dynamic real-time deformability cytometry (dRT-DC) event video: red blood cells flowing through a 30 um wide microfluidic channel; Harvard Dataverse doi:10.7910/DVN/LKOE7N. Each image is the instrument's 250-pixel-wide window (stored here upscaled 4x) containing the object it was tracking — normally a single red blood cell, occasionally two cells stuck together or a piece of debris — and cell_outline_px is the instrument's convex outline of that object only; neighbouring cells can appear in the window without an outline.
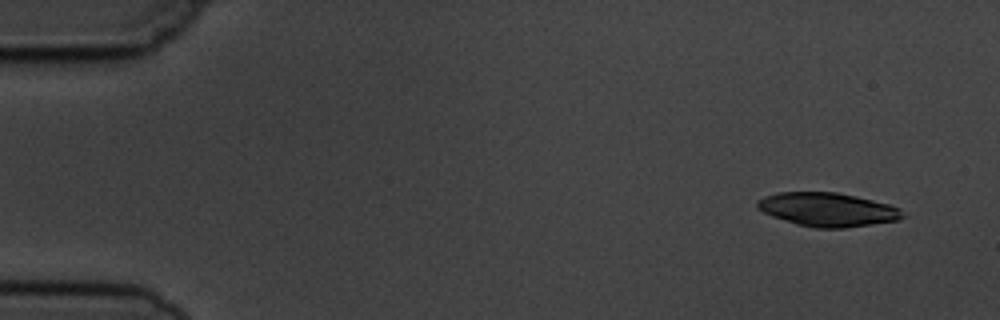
{"species": "common noctule bat (a hibernating species)", "species_latin": "Nyctalus noctula", "temperature_condition": "cold", "stored_images_in_passage": 6, "camera_frame_rate_fps": 3000, "um_per_image_px": 0.085, "animal": {"sex": "male", "body_mass_g": 19.5, "forearm_length_mm": 54.6}, "frame": {"image": 1, "passage_image": 1, "time_ms": 0.0, "image_size_px": [1000, 320], "cell_outline_px": [[908, 216], [900, 220], [844, 228], [812, 228], [796, 224], [772, 216], [756, 208], [756, 200], [764, 196], [780, 192], [836, 192], [856, 196], [888, 204], [900, 208]], "centroid_in_image_um": [70.36, 17.82], "position_along_channel_um": 14.6, "area_um2": 28.78}}